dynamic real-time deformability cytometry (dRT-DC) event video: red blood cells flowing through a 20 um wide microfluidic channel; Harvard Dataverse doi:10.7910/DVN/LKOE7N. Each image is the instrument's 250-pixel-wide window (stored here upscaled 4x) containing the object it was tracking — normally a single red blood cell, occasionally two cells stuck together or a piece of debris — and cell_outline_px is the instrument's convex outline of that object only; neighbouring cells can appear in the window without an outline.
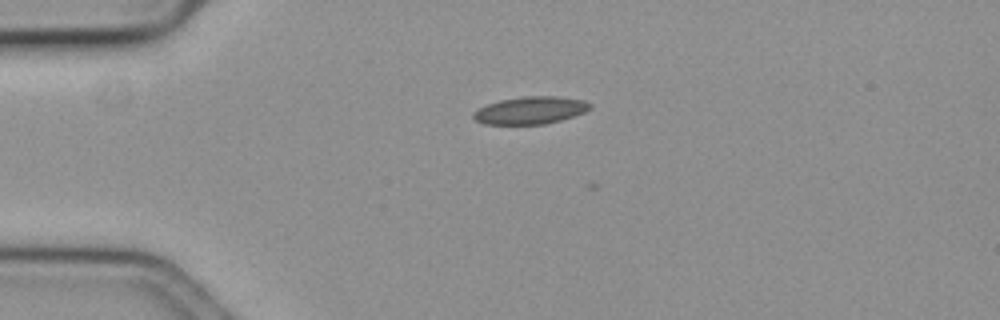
{"species": "common noctule bat (a hibernating species)", "species_latin": "Nyctalus noctula", "temperature_condition": "cold", "stored_images_in_passage": 3, "camera_frame_rate_fps": 3000, "um_per_image_px": 0.085, "animal": {"sex": "female", "body_mass_g": 19.3, "forearm_length_mm": 54.1}, "frame": {"image": 1, "passage_image": 1, "time_ms": 0.0, "image_size_px": [1000, 320], "cell_outline_px": [[592, 108], [584, 112], [560, 120], [544, 124], [484, 124], [476, 120], [472, 116], [472, 112], [488, 104], [500, 100], [524, 96], [556, 96], [584, 100], [592, 104]], "centroid_in_image_um": [45.09, 9.37], "position_along_channel_um": 39.9, "area_um2": 18.55}}